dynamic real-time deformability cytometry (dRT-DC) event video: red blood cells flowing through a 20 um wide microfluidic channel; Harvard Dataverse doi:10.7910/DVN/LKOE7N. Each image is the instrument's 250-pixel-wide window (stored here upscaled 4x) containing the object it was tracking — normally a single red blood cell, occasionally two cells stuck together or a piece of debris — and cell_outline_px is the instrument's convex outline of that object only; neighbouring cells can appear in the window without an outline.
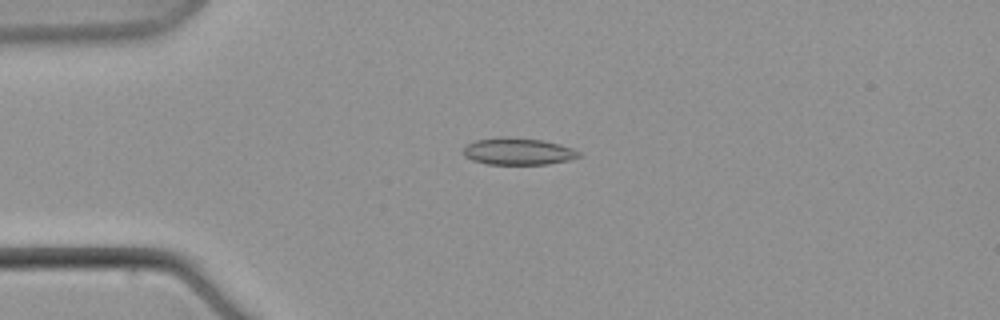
{"species": "common noctule bat (a hibernating species)", "species_latin": "Nyctalus noctula", "temperature_condition": "warm", "stored_images_in_passage": 6, "camera_frame_rate_fps": 3000, "um_per_image_px": 0.085, "animal": {"sex": "male", "body_mass_g": 21.5, "forearm_length_mm": 52.0}, "frame": {"image": 1, "passage_image": 5, "time_ms": 5.667, "image_size_px": [1000, 320], "cell_outline_px": [[580, 156], [568, 160], [548, 164], [488, 164], [472, 160], [464, 156], [464, 144], [476, 140], [500, 136], [508, 136], [540, 140], [560, 144], [572, 148], [580, 152]], "centroid_in_image_um": [44.0, 12.86], "position_along_channel_um": 41.0, "area_um2": 18.21}}